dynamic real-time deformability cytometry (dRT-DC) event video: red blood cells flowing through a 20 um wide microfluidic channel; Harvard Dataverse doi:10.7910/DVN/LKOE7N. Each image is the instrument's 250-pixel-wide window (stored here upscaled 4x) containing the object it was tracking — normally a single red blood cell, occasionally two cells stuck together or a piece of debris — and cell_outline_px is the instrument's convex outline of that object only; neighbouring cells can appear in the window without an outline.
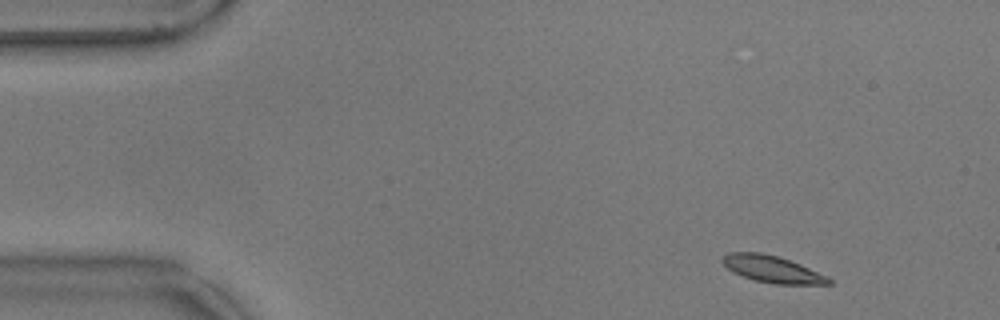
{"species": "common noctule bat (a hibernating species)", "species_latin": "Nyctalus noctula", "temperature_condition": "warm", "stored_images_in_passage": 53, "camera_frame_rate_fps": 3000, "um_per_image_px": 0.085, "animal": {"sex": "male", "body_mass_g": 17.9}, "frame": {"image": 1, "passage_image": 3, "time_ms": 0.667, "image_size_px": [1000, 320], "cell_outline_px": [[832, 284], [776, 284], [752, 280], [732, 272], [720, 260], [728, 252], [760, 252], [776, 256], [800, 264], [828, 276], [832, 280]], "centroid_in_image_um": [65.63, 22.88], "position_along_channel_um": 19.4, "area_um2": 16.59}}
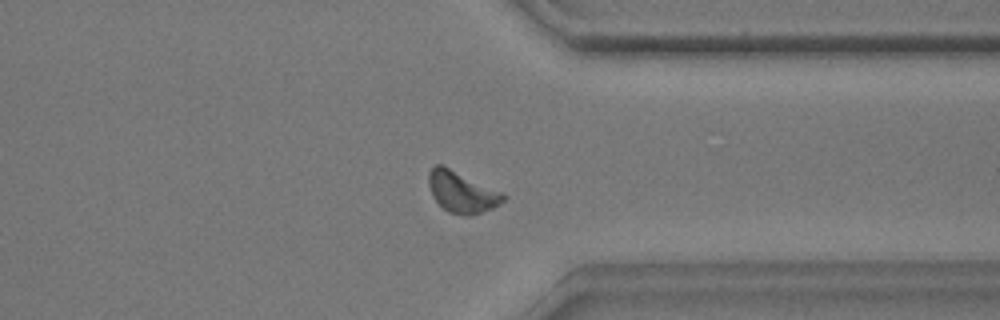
{"frame": {"image": 2, "passage_image": 41, "time_ms": 13.333, "image_size_px": [1000, 320], "cell_outline_px": [[508, 196], [504, 200], [492, 208], [468, 216], [460, 216], [448, 212], [432, 196], [428, 184], [428, 172], [436, 164], [440, 164], [504, 192]], "centroid_in_image_um": [39.26, 16.32], "position_along_channel_um": 372.1, "area_um2": 17.92}}
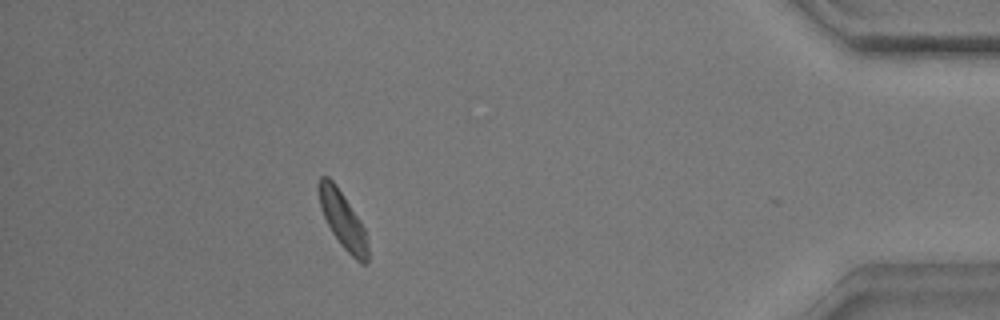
{"frame": {"image": 3, "passage_image": 48, "time_ms": 15.667, "image_size_px": [1000, 320], "cell_outline_px": [[368, 264], [360, 264], [340, 244], [332, 232], [320, 208], [316, 188], [316, 184], [320, 176], [328, 176], [336, 184], [364, 228], [368, 244]], "centroid_in_image_um": [29.1, 18.68], "position_along_channel_um": 406.1, "area_um2": 16.24}, "authors_computed_cell_mechanics": {"area_um2": 16.5886, "velocity_mm_per_s": 3.5157, "shape_relaxation_time_tau1_ms": null, "shape_relaxation_time_tau2_ms": 5.563, "deformation_change_tau1": null, "deformation_change_tau2": 0.1452}}